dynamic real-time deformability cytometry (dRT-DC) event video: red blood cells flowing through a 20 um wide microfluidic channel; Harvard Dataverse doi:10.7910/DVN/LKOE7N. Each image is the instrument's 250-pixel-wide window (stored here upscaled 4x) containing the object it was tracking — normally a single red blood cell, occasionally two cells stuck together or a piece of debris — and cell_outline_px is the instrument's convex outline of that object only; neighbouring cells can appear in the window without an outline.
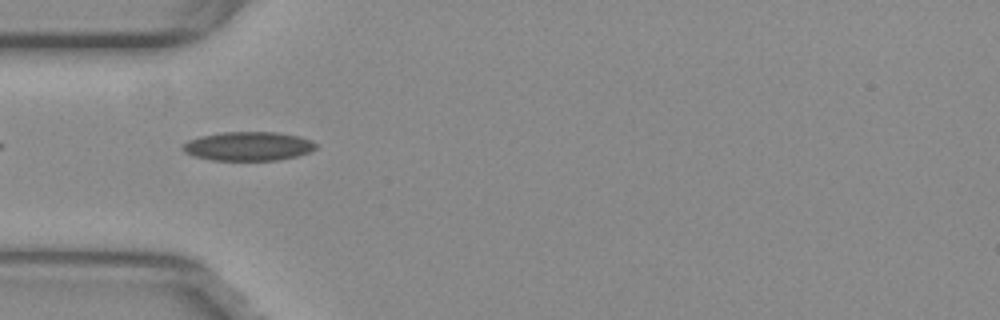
{"species": "common noctule bat (a hibernating species)", "species_latin": "Nyctalus noctula", "temperature_condition": "warm", "stored_images_in_passage": 38, "camera_frame_rate_fps": 3000, "um_per_image_px": 0.085, "animal": {"sex": "female", "body_mass_g": 29.2, "forearm_length_mm": 56.3}, "frame": {"image": 1, "passage_image": 1, "time_ms": 0.0, "image_size_px": [1000, 320], "cell_outline_px": [[316, 148], [308, 152], [296, 156], [276, 160], [212, 160], [192, 156], [184, 152], [180, 148], [188, 140], [200, 136], [220, 132], [276, 132], [300, 136], [312, 140], [316, 144]], "centroid_in_image_um": [21.07, 12.42], "position_along_channel_um": 63.9, "area_um2": 22.54}}
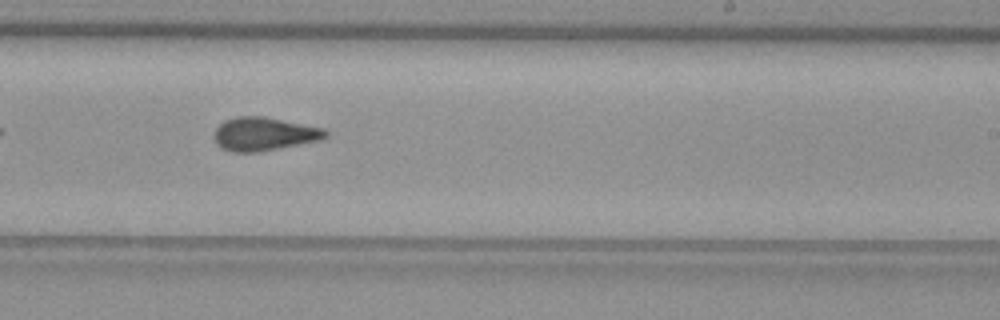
{"frame": {"image": 2, "passage_image": 17, "time_ms": 5.333, "image_size_px": [1000, 320], "cell_outline_px": [[328, 136], [320, 140], [256, 152], [232, 152], [224, 148], [216, 140], [216, 128], [224, 120], [236, 116], [264, 116], [324, 128], [328, 132]], "centroid_in_image_um": [22.48, 11.37], "position_along_channel_um": 266.5, "area_um2": 21.33}}
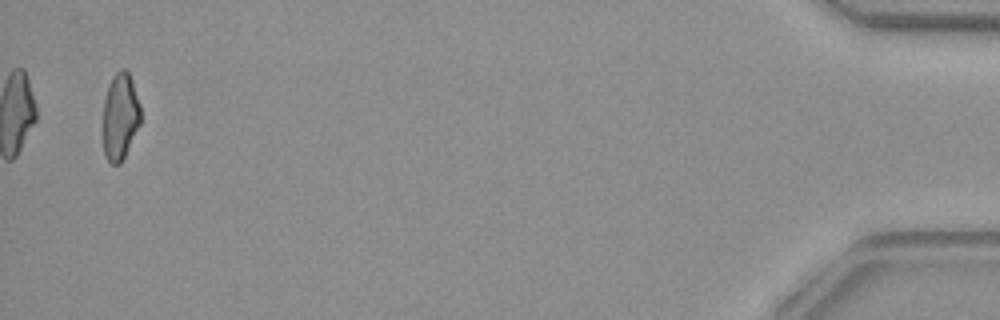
{"frame": {"image": 3, "passage_image": 37, "time_ms": 12.0, "image_size_px": [1000, 320], "cell_outline_px": [[140, 124], [120, 164], [112, 164], [108, 160], [104, 152], [100, 132], [104, 100], [112, 76], [120, 68], [124, 68], [128, 72], [132, 80], [140, 104]], "centroid_in_image_um": [10.17, 9.91], "position_along_channel_um": 425.0, "area_um2": 19.48}, "authors_computed_cell_mechanics": {"area_um2": 21.1259, "velocity_mm_per_s": 3.8014, "shape_relaxation_time_tau1_ms": null, "shape_relaxation_time_tau2_ms": 2.5181, "deformation_change_tau1": null, "deformation_change_tau2": 0.1007}}